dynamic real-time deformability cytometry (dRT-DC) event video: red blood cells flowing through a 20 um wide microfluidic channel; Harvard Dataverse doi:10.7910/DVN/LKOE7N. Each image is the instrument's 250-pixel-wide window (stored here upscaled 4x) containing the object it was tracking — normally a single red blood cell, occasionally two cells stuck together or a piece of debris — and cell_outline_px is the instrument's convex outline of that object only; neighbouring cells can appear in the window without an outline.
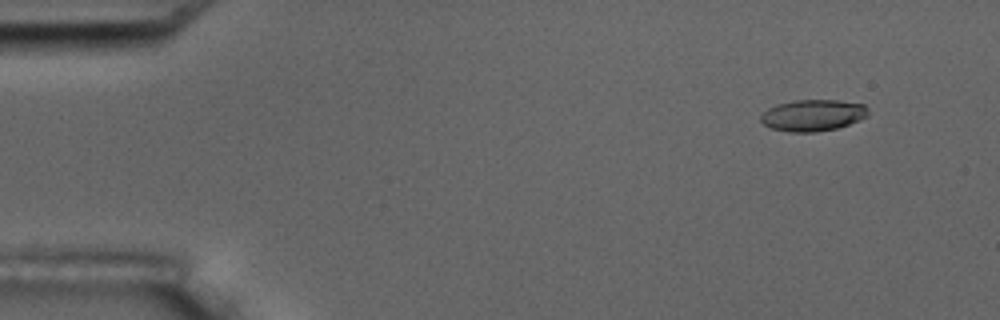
{"species": "common noctule bat (a hibernating species)", "species_latin": "Nyctalus noctula", "temperature_condition": "room temperature", "stored_images_in_passage": 9, "camera_frame_rate_fps": 3000, "um_per_image_px": 0.085, "animal": {"sex": "male", "body_mass_g": 17.5, "forearm_length_mm": 52.3}, "frame": {"image": 1, "passage_image": 2, "time_ms": 1.0, "image_size_px": [1000, 320], "cell_outline_px": [[868, 116], [860, 120], [836, 128], [816, 132], [788, 132], [772, 128], [764, 124], [760, 120], [760, 116], [768, 108], [776, 104], [796, 100], [836, 100], [864, 104], [868, 108]], "centroid_in_image_um": [69.09, 9.8], "position_along_channel_um": 15.9, "area_um2": 19.71}}
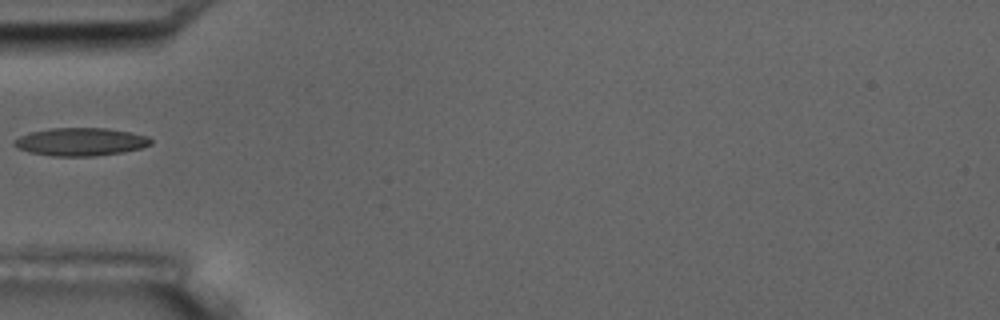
{"frame": {"image": 2, "passage_image": 6, "time_ms": 5.667, "image_size_px": [1000, 320], "cell_outline_px": [[152, 144], [140, 148], [124, 152], [92, 156], [52, 156], [28, 152], [16, 148], [12, 144], [12, 140], [28, 132], [48, 128], [108, 128], [148, 136], [152, 140]], "centroid_in_image_um": [6.79, 12.05], "position_along_channel_um": 78.2, "area_um2": 22.48}}
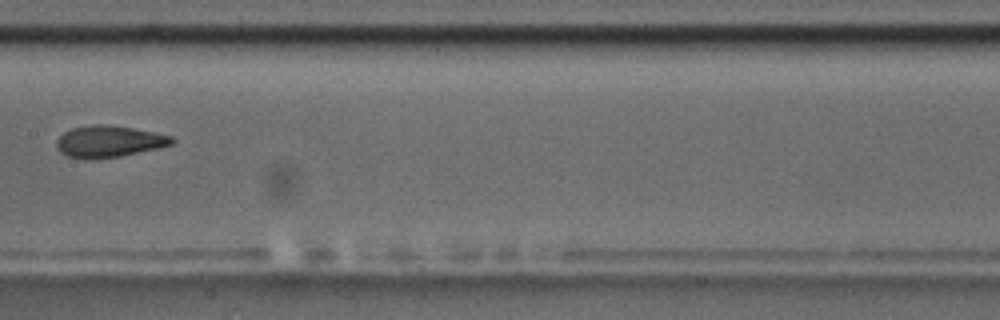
{"frame": {"image": 3, "passage_image": 9, "time_ms": 9.0, "image_size_px": [1000, 320], "cell_outline_px": [[176, 140], [172, 144], [160, 148], [120, 156], [92, 160], [84, 160], [68, 156], [60, 152], [56, 148], [56, 140], [64, 132], [72, 128], [92, 124], [104, 124], [132, 128], [172, 136]], "centroid_in_image_um": [9.23, 12.04], "position_along_channel_um": 198.2, "area_um2": 21.44}}